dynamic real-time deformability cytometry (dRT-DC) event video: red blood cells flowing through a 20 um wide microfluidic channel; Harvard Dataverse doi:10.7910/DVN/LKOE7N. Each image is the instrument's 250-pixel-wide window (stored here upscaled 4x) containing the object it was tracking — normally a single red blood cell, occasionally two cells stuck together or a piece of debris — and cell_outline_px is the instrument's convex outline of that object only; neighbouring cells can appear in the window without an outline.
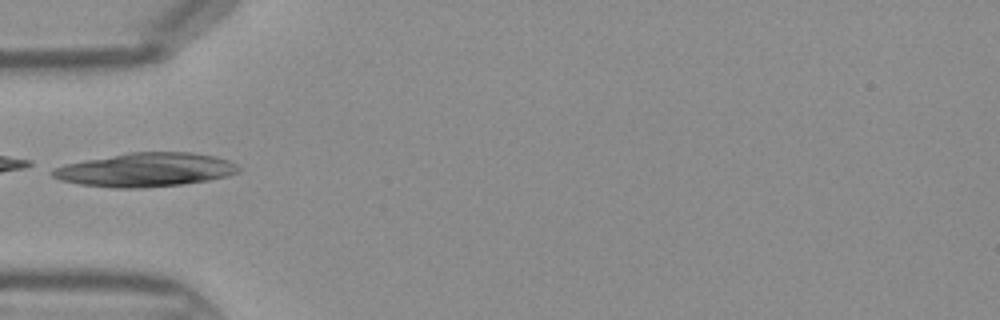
{"species": "Egyptian fruit bat (a non-hibernating species)", "species_latin": "Rousettus aegyptiacus", "temperature_condition": "warm", "stored_images_in_passage": 18, "camera_frame_rate_fps": 3000, "um_per_image_px": 0.085, "frame": {"image": 1, "passage_image": 1, "time_ms": 0.0, "image_size_px": [1000, 320], "cell_outline_px": [[240, 172], [228, 176], [208, 180], [184, 184], [144, 188], [112, 188], [80, 184], [60, 180], [52, 176], [48, 172], [52, 168], [64, 164], [84, 160], [128, 152], [192, 152], [216, 156], [228, 160], [236, 164], [240, 168]], "centroid_in_image_um": [12.36, 14.43], "position_along_channel_um": 72.6, "area_um2": 37.05}}